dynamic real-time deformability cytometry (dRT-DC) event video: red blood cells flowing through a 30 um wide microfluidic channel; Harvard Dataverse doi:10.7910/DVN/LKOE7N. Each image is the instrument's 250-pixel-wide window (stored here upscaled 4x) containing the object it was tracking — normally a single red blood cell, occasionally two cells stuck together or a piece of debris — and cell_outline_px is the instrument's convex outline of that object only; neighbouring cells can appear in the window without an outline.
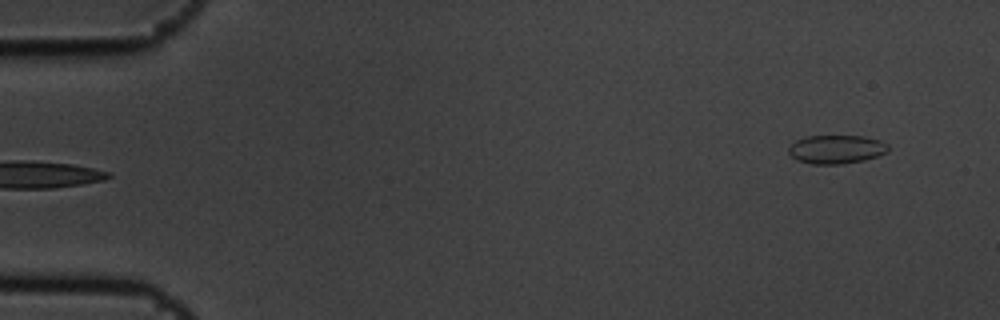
{"species": "common noctule bat (a hibernating species)", "species_latin": "Nyctalus noctula", "temperature_condition": "cold", "stored_images_in_passage": 2, "camera_frame_rate_fps": 3000, "um_per_image_px": 0.085, "animal": {"sex": "male", "body_mass_g": 19.5, "forearm_length_mm": 54.6}, "frame": {"image": 1, "passage_image": 2, "time_ms": 0.333, "image_size_px": [1000, 320], "cell_outline_px": [[888, 152], [864, 160], [844, 164], [812, 164], [796, 160], [788, 152], [788, 148], [796, 140], [808, 136], [864, 136], [880, 140], [888, 144]], "centroid_in_image_um": [71.09, 12.69], "position_along_channel_um": 13.9, "area_um2": 16.65}}